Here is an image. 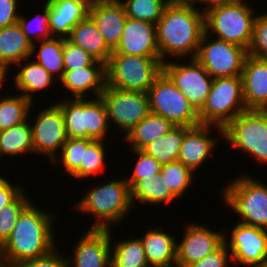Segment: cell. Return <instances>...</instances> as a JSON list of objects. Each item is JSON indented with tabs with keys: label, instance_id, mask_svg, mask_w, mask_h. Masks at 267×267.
I'll use <instances>...</instances> for the list:
<instances>
[{
	"label": "cell",
	"instance_id": "obj_1",
	"mask_svg": "<svg viewBox=\"0 0 267 267\" xmlns=\"http://www.w3.org/2000/svg\"><path fill=\"white\" fill-rule=\"evenodd\" d=\"M201 7L198 1H174L165 7L155 24L162 63L175 58L179 61L195 58L205 32V14Z\"/></svg>",
	"mask_w": 267,
	"mask_h": 267
},
{
	"label": "cell",
	"instance_id": "obj_2",
	"mask_svg": "<svg viewBox=\"0 0 267 267\" xmlns=\"http://www.w3.org/2000/svg\"><path fill=\"white\" fill-rule=\"evenodd\" d=\"M40 208L32 201L22 211L10 236L1 245L2 261L8 267L45 256L60 245L56 242L54 227L57 213Z\"/></svg>",
	"mask_w": 267,
	"mask_h": 267
},
{
	"label": "cell",
	"instance_id": "obj_3",
	"mask_svg": "<svg viewBox=\"0 0 267 267\" xmlns=\"http://www.w3.org/2000/svg\"><path fill=\"white\" fill-rule=\"evenodd\" d=\"M107 178L104 183L87 187L84 196L72 206L73 211L93 217L90 229H112L120 226L129 217L133 208L130 199V188L125 176ZM109 180V181H107ZM106 182V183H105Z\"/></svg>",
	"mask_w": 267,
	"mask_h": 267
},
{
	"label": "cell",
	"instance_id": "obj_4",
	"mask_svg": "<svg viewBox=\"0 0 267 267\" xmlns=\"http://www.w3.org/2000/svg\"><path fill=\"white\" fill-rule=\"evenodd\" d=\"M241 172L220 189L223 205L237 214L238 222L267 230V183Z\"/></svg>",
	"mask_w": 267,
	"mask_h": 267
},
{
	"label": "cell",
	"instance_id": "obj_5",
	"mask_svg": "<svg viewBox=\"0 0 267 267\" xmlns=\"http://www.w3.org/2000/svg\"><path fill=\"white\" fill-rule=\"evenodd\" d=\"M60 107L68 138L104 140L113 135L102 98H64L55 101Z\"/></svg>",
	"mask_w": 267,
	"mask_h": 267
},
{
	"label": "cell",
	"instance_id": "obj_6",
	"mask_svg": "<svg viewBox=\"0 0 267 267\" xmlns=\"http://www.w3.org/2000/svg\"><path fill=\"white\" fill-rule=\"evenodd\" d=\"M250 4L202 7L205 32L212 34L214 38L248 49L257 15V10Z\"/></svg>",
	"mask_w": 267,
	"mask_h": 267
},
{
	"label": "cell",
	"instance_id": "obj_7",
	"mask_svg": "<svg viewBox=\"0 0 267 267\" xmlns=\"http://www.w3.org/2000/svg\"><path fill=\"white\" fill-rule=\"evenodd\" d=\"M223 140L230 148L267 165V111L246 110L223 128Z\"/></svg>",
	"mask_w": 267,
	"mask_h": 267
},
{
	"label": "cell",
	"instance_id": "obj_8",
	"mask_svg": "<svg viewBox=\"0 0 267 267\" xmlns=\"http://www.w3.org/2000/svg\"><path fill=\"white\" fill-rule=\"evenodd\" d=\"M162 64L160 58L111 54L106 64V85L147 93L162 72Z\"/></svg>",
	"mask_w": 267,
	"mask_h": 267
},
{
	"label": "cell",
	"instance_id": "obj_9",
	"mask_svg": "<svg viewBox=\"0 0 267 267\" xmlns=\"http://www.w3.org/2000/svg\"><path fill=\"white\" fill-rule=\"evenodd\" d=\"M241 76L213 78L210 92L198 112L201 124L224 128L246 111Z\"/></svg>",
	"mask_w": 267,
	"mask_h": 267
},
{
	"label": "cell",
	"instance_id": "obj_10",
	"mask_svg": "<svg viewBox=\"0 0 267 267\" xmlns=\"http://www.w3.org/2000/svg\"><path fill=\"white\" fill-rule=\"evenodd\" d=\"M150 112L169 120L174 126L195 127L199 114L186 97L162 71L147 92Z\"/></svg>",
	"mask_w": 267,
	"mask_h": 267
},
{
	"label": "cell",
	"instance_id": "obj_11",
	"mask_svg": "<svg viewBox=\"0 0 267 267\" xmlns=\"http://www.w3.org/2000/svg\"><path fill=\"white\" fill-rule=\"evenodd\" d=\"M100 97L112 132L115 128L116 134L124 135L123 137L150 113L146 92L125 91L106 85Z\"/></svg>",
	"mask_w": 267,
	"mask_h": 267
},
{
	"label": "cell",
	"instance_id": "obj_12",
	"mask_svg": "<svg viewBox=\"0 0 267 267\" xmlns=\"http://www.w3.org/2000/svg\"><path fill=\"white\" fill-rule=\"evenodd\" d=\"M52 101L51 104L38 110L29 122L32 128L33 155L47 157L51 164L60 154L68 137L65 130V119L60 107ZM32 121H31V120Z\"/></svg>",
	"mask_w": 267,
	"mask_h": 267
},
{
	"label": "cell",
	"instance_id": "obj_13",
	"mask_svg": "<svg viewBox=\"0 0 267 267\" xmlns=\"http://www.w3.org/2000/svg\"><path fill=\"white\" fill-rule=\"evenodd\" d=\"M247 49L203 33L195 59L213 78L241 76Z\"/></svg>",
	"mask_w": 267,
	"mask_h": 267
},
{
	"label": "cell",
	"instance_id": "obj_14",
	"mask_svg": "<svg viewBox=\"0 0 267 267\" xmlns=\"http://www.w3.org/2000/svg\"><path fill=\"white\" fill-rule=\"evenodd\" d=\"M162 71L170 78L175 87L186 97L195 110L199 112L213 83V77L205 68L195 58L184 60V62H179L178 59H175V61L164 62Z\"/></svg>",
	"mask_w": 267,
	"mask_h": 267
},
{
	"label": "cell",
	"instance_id": "obj_15",
	"mask_svg": "<svg viewBox=\"0 0 267 267\" xmlns=\"http://www.w3.org/2000/svg\"><path fill=\"white\" fill-rule=\"evenodd\" d=\"M236 222L231 232L225 229L224 235L233 265L255 267L261 264L267 258V230Z\"/></svg>",
	"mask_w": 267,
	"mask_h": 267
},
{
	"label": "cell",
	"instance_id": "obj_16",
	"mask_svg": "<svg viewBox=\"0 0 267 267\" xmlns=\"http://www.w3.org/2000/svg\"><path fill=\"white\" fill-rule=\"evenodd\" d=\"M203 222H187L181 240L177 239L176 265L189 267L216 251L224 243L225 230H213Z\"/></svg>",
	"mask_w": 267,
	"mask_h": 267
},
{
	"label": "cell",
	"instance_id": "obj_17",
	"mask_svg": "<svg viewBox=\"0 0 267 267\" xmlns=\"http://www.w3.org/2000/svg\"><path fill=\"white\" fill-rule=\"evenodd\" d=\"M214 130H217L218 135L214 133ZM220 141H223L222 127L207 124L191 127L185 133L177 161L196 173L206 161L211 159L209 157H214L213 153L216 148L223 143Z\"/></svg>",
	"mask_w": 267,
	"mask_h": 267
},
{
	"label": "cell",
	"instance_id": "obj_18",
	"mask_svg": "<svg viewBox=\"0 0 267 267\" xmlns=\"http://www.w3.org/2000/svg\"><path fill=\"white\" fill-rule=\"evenodd\" d=\"M112 231L88 227L73 245L72 256H66L68 267H111Z\"/></svg>",
	"mask_w": 267,
	"mask_h": 267
},
{
	"label": "cell",
	"instance_id": "obj_19",
	"mask_svg": "<svg viewBox=\"0 0 267 267\" xmlns=\"http://www.w3.org/2000/svg\"><path fill=\"white\" fill-rule=\"evenodd\" d=\"M112 54L160 58L155 24L127 18L120 42Z\"/></svg>",
	"mask_w": 267,
	"mask_h": 267
},
{
	"label": "cell",
	"instance_id": "obj_20",
	"mask_svg": "<svg viewBox=\"0 0 267 267\" xmlns=\"http://www.w3.org/2000/svg\"><path fill=\"white\" fill-rule=\"evenodd\" d=\"M58 83L72 95H65L67 98H88L90 94L91 98L99 97L106 86V64L96 61L91 66L64 71Z\"/></svg>",
	"mask_w": 267,
	"mask_h": 267
},
{
	"label": "cell",
	"instance_id": "obj_21",
	"mask_svg": "<svg viewBox=\"0 0 267 267\" xmlns=\"http://www.w3.org/2000/svg\"><path fill=\"white\" fill-rule=\"evenodd\" d=\"M241 77L246 109L267 111V58L247 55Z\"/></svg>",
	"mask_w": 267,
	"mask_h": 267
},
{
	"label": "cell",
	"instance_id": "obj_22",
	"mask_svg": "<svg viewBox=\"0 0 267 267\" xmlns=\"http://www.w3.org/2000/svg\"><path fill=\"white\" fill-rule=\"evenodd\" d=\"M47 3L53 37L67 39L74 26L89 15L90 3L87 0H50Z\"/></svg>",
	"mask_w": 267,
	"mask_h": 267
},
{
	"label": "cell",
	"instance_id": "obj_23",
	"mask_svg": "<svg viewBox=\"0 0 267 267\" xmlns=\"http://www.w3.org/2000/svg\"><path fill=\"white\" fill-rule=\"evenodd\" d=\"M89 16L102 34L105 43L113 51L120 42L127 19L121 1L90 4Z\"/></svg>",
	"mask_w": 267,
	"mask_h": 267
},
{
	"label": "cell",
	"instance_id": "obj_24",
	"mask_svg": "<svg viewBox=\"0 0 267 267\" xmlns=\"http://www.w3.org/2000/svg\"><path fill=\"white\" fill-rule=\"evenodd\" d=\"M14 70L15 74L11 77L14 86L13 90H17V93L22 94L26 99H29L32 103L36 101L35 94L40 92V95L47 93V89L53 88L54 84H57V80L52 77V75L46 71L40 64L36 63L32 58L23 60L22 62L16 64ZM55 82V83H54ZM45 91V92H44Z\"/></svg>",
	"mask_w": 267,
	"mask_h": 267
},
{
	"label": "cell",
	"instance_id": "obj_25",
	"mask_svg": "<svg viewBox=\"0 0 267 267\" xmlns=\"http://www.w3.org/2000/svg\"><path fill=\"white\" fill-rule=\"evenodd\" d=\"M137 237L142 242L148 264H176L177 237L172 233L154 226Z\"/></svg>",
	"mask_w": 267,
	"mask_h": 267
},
{
	"label": "cell",
	"instance_id": "obj_26",
	"mask_svg": "<svg viewBox=\"0 0 267 267\" xmlns=\"http://www.w3.org/2000/svg\"><path fill=\"white\" fill-rule=\"evenodd\" d=\"M32 47L18 22L0 28V66L12 70L16 64L32 57Z\"/></svg>",
	"mask_w": 267,
	"mask_h": 267
},
{
	"label": "cell",
	"instance_id": "obj_27",
	"mask_svg": "<svg viewBox=\"0 0 267 267\" xmlns=\"http://www.w3.org/2000/svg\"><path fill=\"white\" fill-rule=\"evenodd\" d=\"M67 39L104 64L108 63L113 52L89 15L74 26Z\"/></svg>",
	"mask_w": 267,
	"mask_h": 267
},
{
	"label": "cell",
	"instance_id": "obj_28",
	"mask_svg": "<svg viewBox=\"0 0 267 267\" xmlns=\"http://www.w3.org/2000/svg\"><path fill=\"white\" fill-rule=\"evenodd\" d=\"M174 127L169 120L150 112L125 137H122V141L129 144V149L142 150L152 141L166 135Z\"/></svg>",
	"mask_w": 267,
	"mask_h": 267
},
{
	"label": "cell",
	"instance_id": "obj_29",
	"mask_svg": "<svg viewBox=\"0 0 267 267\" xmlns=\"http://www.w3.org/2000/svg\"><path fill=\"white\" fill-rule=\"evenodd\" d=\"M32 128L29 119L19 125L0 131V158L32 156ZM20 155V156H19Z\"/></svg>",
	"mask_w": 267,
	"mask_h": 267
},
{
	"label": "cell",
	"instance_id": "obj_30",
	"mask_svg": "<svg viewBox=\"0 0 267 267\" xmlns=\"http://www.w3.org/2000/svg\"><path fill=\"white\" fill-rule=\"evenodd\" d=\"M64 38L52 37L33 44L31 57L58 82L64 75L63 64ZM36 55V56H35Z\"/></svg>",
	"mask_w": 267,
	"mask_h": 267
},
{
	"label": "cell",
	"instance_id": "obj_31",
	"mask_svg": "<svg viewBox=\"0 0 267 267\" xmlns=\"http://www.w3.org/2000/svg\"><path fill=\"white\" fill-rule=\"evenodd\" d=\"M130 199L134 209L138 208L135 205L137 203L159 207L162 203L168 206L180 200L171 189H167L160 177L155 180H138L130 188Z\"/></svg>",
	"mask_w": 267,
	"mask_h": 267
},
{
	"label": "cell",
	"instance_id": "obj_32",
	"mask_svg": "<svg viewBox=\"0 0 267 267\" xmlns=\"http://www.w3.org/2000/svg\"><path fill=\"white\" fill-rule=\"evenodd\" d=\"M111 241V267H146L148 265L145 251L138 237L128 235L129 238ZM122 240V241H121Z\"/></svg>",
	"mask_w": 267,
	"mask_h": 267
},
{
	"label": "cell",
	"instance_id": "obj_33",
	"mask_svg": "<svg viewBox=\"0 0 267 267\" xmlns=\"http://www.w3.org/2000/svg\"><path fill=\"white\" fill-rule=\"evenodd\" d=\"M191 127L175 126L163 137L146 145L142 151L152 156L161 165L177 161L185 133Z\"/></svg>",
	"mask_w": 267,
	"mask_h": 267
},
{
	"label": "cell",
	"instance_id": "obj_34",
	"mask_svg": "<svg viewBox=\"0 0 267 267\" xmlns=\"http://www.w3.org/2000/svg\"><path fill=\"white\" fill-rule=\"evenodd\" d=\"M104 140H93L87 148H83V156L80 167L70 176L73 179L78 180H87L91 177H96L97 174L101 178V173L103 171L106 163V156L108 155V150L111 153L110 148L106 149L108 146ZM106 163V164H104ZM101 172V173H100ZM100 174V175H99Z\"/></svg>",
	"mask_w": 267,
	"mask_h": 267
},
{
	"label": "cell",
	"instance_id": "obj_35",
	"mask_svg": "<svg viewBox=\"0 0 267 267\" xmlns=\"http://www.w3.org/2000/svg\"><path fill=\"white\" fill-rule=\"evenodd\" d=\"M10 93L0 97V131L27 121L30 110L35 108V104L22 94Z\"/></svg>",
	"mask_w": 267,
	"mask_h": 267
},
{
	"label": "cell",
	"instance_id": "obj_36",
	"mask_svg": "<svg viewBox=\"0 0 267 267\" xmlns=\"http://www.w3.org/2000/svg\"><path fill=\"white\" fill-rule=\"evenodd\" d=\"M196 174L179 161L168 163L161 166L160 178L164 182L167 189L180 199H183L186 192L189 193L190 187L195 182Z\"/></svg>",
	"mask_w": 267,
	"mask_h": 267
},
{
	"label": "cell",
	"instance_id": "obj_37",
	"mask_svg": "<svg viewBox=\"0 0 267 267\" xmlns=\"http://www.w3.org/2000/svg\"><path fill=\"white\" fill-rule=\"evenodd\" d=\"M124 5L127 18L156 24L162 17L167 0H120Z\"/></svg>",
	"mask_w": 267,
	"mask_h": 267
},
{
	"label": "cell",
	"instance_id": "obj_38",
	"mask_svg": "<svg viewBox=\"0 0 267 267\" xmlns=\"http://www.w3.org/2000/svg\"><path fill=\"white\" fill-rule=\"evenodd\" d=\"M42 8L41 10L43 11L40 10V12L34 13L35 16L32 18H27L26 15L20 12L17 21L26 38L32 44L53 37L49 28L48 3L44 2Z\"/></svg>",
	"mask_w": 267,
	"mask_h": 267
},
{
	"label": "cell",
	"instance_id": "obj_39",
	"mask_svg": "<svg viewBox=\"0 0 267 267\" xmlns=\"http://www.w3.org/2000/svg\"><path fill=\"white\" fill-rule=\"evenodd\" d=\"M92 139L68 138L60 154L51 163L55 168L60 165L68 177L79 167L82 161L83 148L92 142Z\"/></svg>",
	"mask_w": 267,
	"mask_h": 267
},
{
	"label": "cell",
	"instance_id": "obj_40",
	"mask_svg": "<svg viewBox=\"0 0 267 267\" xmlns=\"http://www.w3.org/2000/svg\"><path fill=\"white\" fill-rule=\"evenodd\" d=\"M137 157L135 159V166L131 174L126 175L125 179L131 188L138 180H155L160 176L161 164L156 161L152 156L146 154L142 150L130 149Z\"/></svg>",
	"mask_w": 267,
	"mask_h": 267
},
{
	"label": "cell",
	"instance_id": "obj_41",
	"mask_svg": "<svg viewBox=\"0 0 267 267\" xmlns=\"http://www.w3.org/2000/svg\"><path fill=\"white\" fill-rule=\"evenodd\" d=\"M23 191L12 203L0 211V246L8 239L22 211L32 202Z\"/></svg>",
	"mask_w": 267,
	"mask_h": 267
},
{
	"label": "cell",
	"instance_id": "obj_42",
	"mask_svg": "<svg viewBox=\"0 0 267 267\" xmlns=\"http://www.w3.org/2000/svg\"><path fill=\"white\" fill-rule=\"evenodd\" d=\"M247 53L253 57L267 58V13L263 11L257 13L255 17L252 39Z\"/></svg>",
	"mask_w": 267,
	"mask_h": 267
},
{
	"label": "cell",
	"instance_id": "obj_43",
	"mask_svg": "<svg viewBox=\"0 0 267 267\" xmlns=\"http://www.w3.org/2000/svg\"><path fill=\"white\" fill-rule=\"evenodd\" d=\"M97 60L83 50L76 46L68 39L64 38L63 46V64L65 71L80 69L93 65Z\"/></svg>",
	"mask_w": 267,
	"mask_h": 267
},
{
	"label": "cell",
	"instance_id": "obj_44",
	"mask_svg": "<svg viewBox=\"0 0 267 267\" xmlns=\"http://www.w3.org/2000/svg\"><path fill=\"white\" fill-rule=\"evenodd\" d=\"M60 250L58 245L45 256L22 261L13 267H68L66 254Z\"/></svg>",
	"mask_w": 267,
	"mask_h": 267
},
{
	"label": "cell",
	"instance_id": "obj_45",
	"mask_svg": "<svg viewBox=\"0 0 267 267\" xmlns=\"http://www.w3.org/2000/svg\"><path fill=\"white\" fill-rule=\"evenodd\" d=\"M231 265L233 266L231 254L224 242L216 251L194 262L189 267H231Z\"/></svg>",
	"mask_w": 267,
	"mask_h": 267
},
{
	"label": "cell",
	"instance_id": "obj_46",
	"mask_svg": "<svg viewBox=\"0 0 267 267\" xmlns=\"http://www.w3.org/2000/svg\"><path fill=\"white\" fill-rule=\"evenodd\" d=\"M8 177H0V211L12 203L25 189L19 181L14 185Z\"/></svg>",
	"mask_w": 267,
	"mask_h": 267
},
{
	"label": "cell",
	"instance_id": "obj_47",
	"mask_svg": "<svg viewBox=\"0 0 267 267\" xmlns=\"http://www.w3.org/2000/svg\"><path fill=\"white\" fill-rule=\"evenodd\" d=\"M20 0H0V28L17 23Z\"/></svg>",
	"mask_w": 267,
	"mask_h": 267
},
{
	"label": "cell",
	"instance_id": "obj_48",
	"mask_svg": "<svg viewBox=\"0 0 267 267\" xmlns=\"http://www.w3.org/2000/svg\"><path fill=\"white\" fill-rule=\"evenodd\" d=\"M249 0H202L203 6H218V5H236V4H248Z\"/></svg>",
	"mask_w": 267,
	"mask_h": 267
},
{
	"label": "cell",
	"instance_id": "obj_49",
	"mask_svg": "<svg viewBox=\"0 0 267 267\" xmlns=\"http://www.w3.org/2000/svg\"><path fill=\"white\" fill-rule=\"evenodd\" d=\"M10 70H9V68H7V67H3V66H0V90L2 91V90H4L3 88V86H5L4 85V83L5 84H7V82L9 81V79L11 78V74H10ZM8 74H10V75H8ZM8 80V81H7ZM1 91H0V97H3V96H5L8 92H6V93H2L1 94Z\"/></svg>",
	"mask_w": 267,
	"mask_h": 267
},
{
	"label": "cell",
	"instance_id": "obj_50",
	"mask_svg": "<svg viewBox=\"0 0 267 267\" xmlns=\"http://www.w3.org/2000/svg\"><path fill=\"white\" fill-rule=\"evenodd\" d=\"M146 267H178V266L176 264H167V265L148 264Z\"/></svg>",
	"mask_w": 267,
	"mask_h": 267
},
{
	"label": "cell",
	"instance_id": "obj_51",
	"mask_svg": "<svg viewBox=\"0 0 267 267\" xmlns=\"http://www.w3.org/2000/svg\"><path fill=\"white\" fill-rule=\"evenodd\" d=\"M90 4L98 3V2H115L119 0H87Z\"/></svg>",
	"mask_w": 267,
	"mask_h": 267
},
{
	"label": "cell",
	"instance_id": "obj_52",
	"mask_svg": "<svg viewBox=\"0 0 267 267\" xmlns=\"http://www.w3.org/2000/svg\"><path fill=\"white\" fill-rule=\"evenodd\" d=\"M255 267H267V258L261 264L255 266Z\"/></svg>",
	"mask_w": 267,
	"mask_h": 267
},
{
	"label": "cell",
	"instance_id": "obj_53",
	"mask_svg": "<svg viewBox=\"0 0 267 267\" xmlns=\"http://www.w3.org/2000/svg\"><path fill=\"white\" fill-rule=\"evenodd\" d=\"M174 1H198V2H201L202 0H169V3L174 2Z\"/></svg>",
	"mask_w": 267,
	"mask_h": 267
},
{
	"label": "cell",
	"instance_id": "obj_54",
	"mask_svg": "<svg viewBox=\"0 0 267 267\" xmlns=\"http://www.w3.org/2000/svg\"><path fill=\"white\" fill-rule=\"evenodd\" d=\"M0 267H8V266L4 262H1Z\"/></svg>",
	"mask_w": 267,
	"mask_h": 267
},
{
	"label": "cell",
	"instance_id": "obj_55",
	"mask_svg": "<svg viewBox=\"0 0 267 267\" xmlns=\"http://www.w3.org/2000/svg\"><path fill=\"white\" fill-rule=\"evenodd\" d=\"M3 262L2 261V256H1V246H0V263Z\"/></svg>",
	"mask_w": 267,
	"mask_h": 267
}]
</instances>
